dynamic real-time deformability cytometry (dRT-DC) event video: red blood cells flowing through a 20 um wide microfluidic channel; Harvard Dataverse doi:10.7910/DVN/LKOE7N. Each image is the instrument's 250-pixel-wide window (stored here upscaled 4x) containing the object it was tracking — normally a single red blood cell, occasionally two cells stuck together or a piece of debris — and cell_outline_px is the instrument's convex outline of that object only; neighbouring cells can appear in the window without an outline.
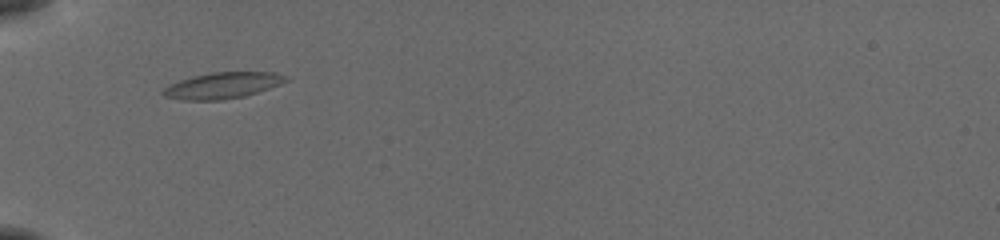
{"species": "common noctule bat (a hibernating species)", "species_latin": "Nyctalus noctula", "temperature_condition": "cold", "stored_images_in_passage": 36, "camera_frame_rate_fps": 3000, "um_per_image_px": 0.085, "animal": {"sex": "female", "body_mass_g": 19.5, "forearm_length_mm": 54.1}, "frame": {"image": 1, "passage_image": 1, "time_ms": 0.0, "image_size_px": [1000, 240], "cell_outline_px": [[288, 80], [280, 84], [244, 96], [220, 100], [180, 100], [164, 96], [160, 92], [164, 88], [180, 80], [192, 76], [212, 72], [272, 72], [288, 76]], "centroid_in_image_um": [18.89, 7.26], "position_along_channel_um": 66.1, "area_um2": 18.55}}
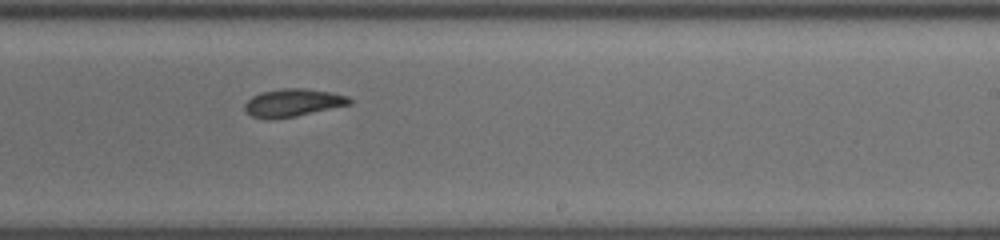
{"frame": {"image": 2, "passage_image": 17, "time_ms": 5.333, "image_size_px": [1000, 240], "cell_outline_px": [[352, 104], [292, 116], [252, 116], [244, 108], [244, 104], [252, 96], [260, 92], [284, 88], [304, 88], [332, 92], [348, 96], [352, 100]], "centroid_in_image_um": [24.96, 8.67], "position_along_channel_um": 264.0, "area_um2": 16.24}}
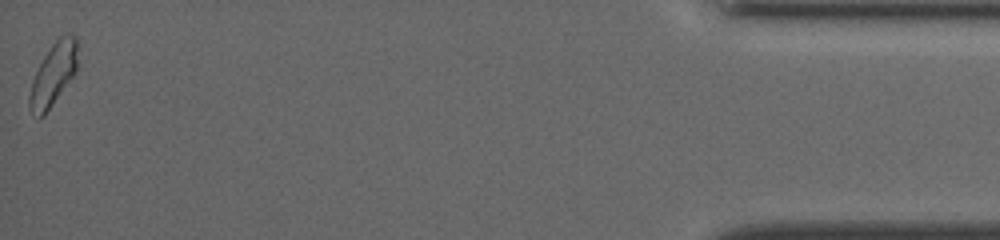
{"frame": {"image": 3, "passage_image": 36, "time_ms": 11.667, "image_size_px": [1000, 240], "cell_outline_px": [[76, 72], [44, 116], [40, 116], [28, 108], [28, 96], [32, 80], [44, 56], [52, 44], [60, 36], [68, 32], [76, 36]], "centroid_in_image_um": [4.52, 6.31], "position_along_channel_um": 430.7, "area_um2": 17.22}, "authors_computed_cell_mechanics": {"area_um2": 17.0799, "velocity_mm_per_s": 3.8515, "shape_relaxation_time_tau1_ms": 3.8362, "shape_relaxation_time_tau2_ms": null, "deformation_change_tau1": 0.093, "deformation_change_tau2": null}}